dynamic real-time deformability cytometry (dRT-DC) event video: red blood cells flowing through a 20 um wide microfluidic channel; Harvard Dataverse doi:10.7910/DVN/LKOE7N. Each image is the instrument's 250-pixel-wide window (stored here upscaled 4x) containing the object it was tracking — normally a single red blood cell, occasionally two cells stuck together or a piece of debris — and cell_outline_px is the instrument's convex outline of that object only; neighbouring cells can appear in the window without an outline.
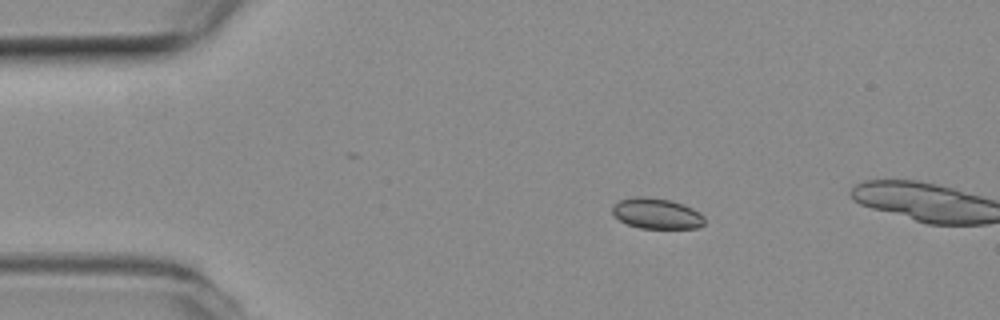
{"species": "common noctule bat (a hibernating species)", "species_latin": "Nyctalus noctula", "temperature_condition": "room temperature", "stored_images_in_passage": 5, "camera_frame_rate_fps": 3000, "um_per_image_px": 0.085, "animal": {"sex": "female", "body_mass_g": 19.3, "forearm_length_mm": 54.1}, "frame": {"image": 1, "passage_image": 3, "time_ms": 0.667, "image_size_px": [1000, 320], "cell_outline_px": [[704, 224], [700, 228], [640, 228], [628, 224], [620, 220], [612, 212], [612, 204], [620, 200], [636, 196], [644, 196], [668, 200], [684, 204], [700, 212], [704, 216]], "centroid_in_image_um": [55.83, 18.15], "position_along_channel_um": 29.2, "area_um2": 16.47}}